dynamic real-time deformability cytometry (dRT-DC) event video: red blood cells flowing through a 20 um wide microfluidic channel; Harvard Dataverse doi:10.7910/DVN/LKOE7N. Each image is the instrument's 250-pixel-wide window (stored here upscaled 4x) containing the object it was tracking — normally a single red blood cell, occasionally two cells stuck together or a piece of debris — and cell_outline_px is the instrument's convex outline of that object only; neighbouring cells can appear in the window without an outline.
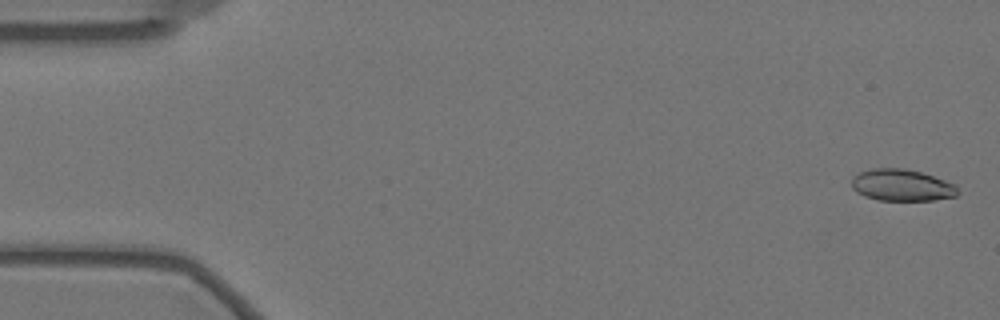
{"species": "Egyptian fruit bat (a non-hibernating species)", "species_latin": "Rousettus aegyptiacus", "temperature_condition": "warm", "stored_images_in_passage": 11, "camera_frame_rate_fps": 3000, "um_per_image_px": 0.085, "animal": {"sex": "female"}, "frame": {"image": 1, "passage_image": 1, "time_ms": 0.0, "image_size_px": [1000, 320], "cell_outline_px": [[960, 192], [956, 196], [932, 200], [876, 200], [864, 196], [856, 192], [852, 188], [852, 176], [860, 172], [872, 168], [904, 168], [920, 172], [956, 184]], "centroid_in_image_um": [76.64, 15.74], "position_along_channel_um": 8.4, "area_um2": 19.71}}